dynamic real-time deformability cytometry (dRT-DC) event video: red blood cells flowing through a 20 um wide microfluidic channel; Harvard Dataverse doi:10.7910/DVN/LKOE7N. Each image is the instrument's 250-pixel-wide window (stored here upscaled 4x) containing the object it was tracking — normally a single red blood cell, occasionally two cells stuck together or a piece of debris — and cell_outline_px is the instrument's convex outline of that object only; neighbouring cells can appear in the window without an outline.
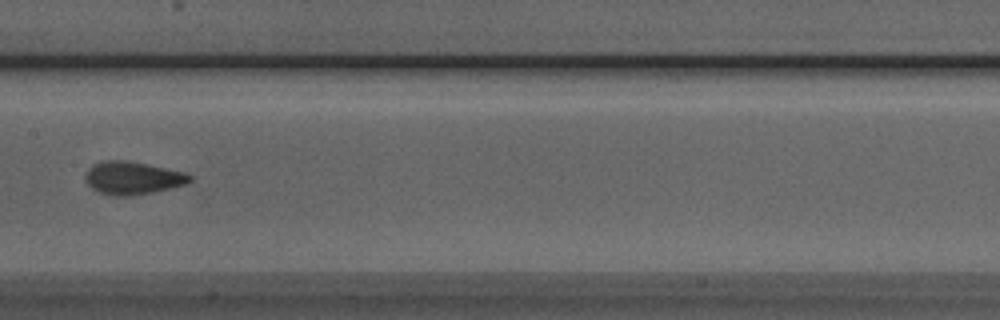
{"species": "Egyptian fruit bat (a non-hibernating species)", "species_latin": "Rousettus aegyptiacus", "temperature_condition": "room temperature", "stored_images_in_passage": 6, "camera_frame_rate_fps": 3000, "um_per_image_px": 0.085, "animal": {"sex": "male"}, "frame": {"image": 1, "passage_image": 6, "time_ms": 1.667, "image_size_px": [1000, 320], "cell_outline_px": [[192, 180], [184, 184], [152, 192], [128, 196], [116, 196], [100, 192], [92, 188], [84, 180], [84, 176], [88, 168], [104, 160], [124, 160], [184, 172], [192, 176]], "centroid_in_image_um": [11.23, 15.13], "position_along_channel_um": 196.2, "area_um2": 19.59}}